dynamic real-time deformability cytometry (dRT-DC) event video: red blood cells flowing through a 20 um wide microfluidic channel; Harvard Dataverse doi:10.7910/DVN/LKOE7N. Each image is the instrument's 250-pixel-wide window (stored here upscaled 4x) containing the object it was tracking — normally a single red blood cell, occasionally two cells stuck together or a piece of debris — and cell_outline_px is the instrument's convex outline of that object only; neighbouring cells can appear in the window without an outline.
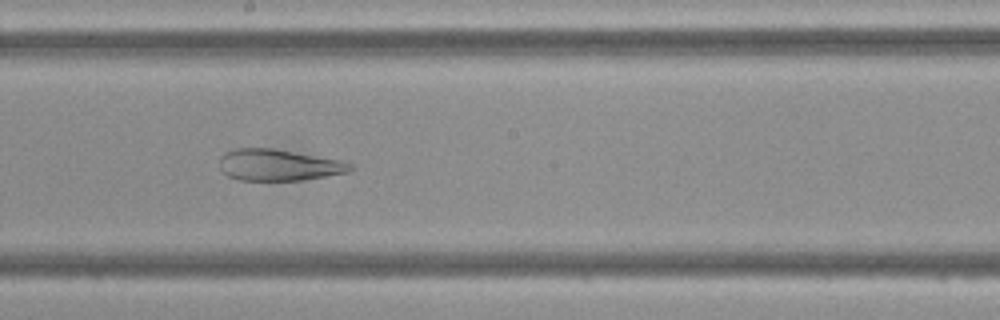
{"species": "Egyptian fruit bat (a non-hibernating species)", "species_latin": "Rousettus aegyptiacus", "temperature_condition": "cold", "stored_images_in_passage": 48, "camera_frame_rate_fps": 3000, "um_per_image_px": 0.085, "frame": {"image": 1, "passage_image": 26, "time_ms": 8.333, "image_size_px": [1000, 320], "cell_outline_px": [[356, 168], [348, 172], [300, 180], [240, 180], [228, 176], [220, 168], [220, 156], [224, 152], [236, 148], [272, 148], [344, 160], [352, 164]], "centroid_in_image_um": [23.7, 14.01], "position_along_channel_um": 224.5, "area_um2": 24.04}}
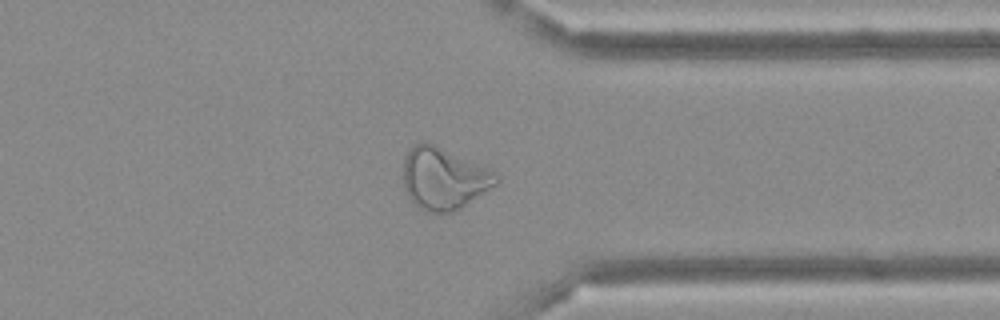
{"frame": {"image": 2, "passage_image": 37, "time_ms": 12.0, "image_size_px": [1000, 320], "cell_outline_px": [[500, 180], [496, 184], [460, 208], [452, 212], [428, 212], [420, 208], [408, 200], [404, 188], [404, 160], [408, 152], [416, 144], [432, 144], [488, 168], [496, 172], [500, 176]], "centroid_in_image_um": [37.72, 15.21], "position_along_channel_um": 373.7, "area_um2": 32.89}}
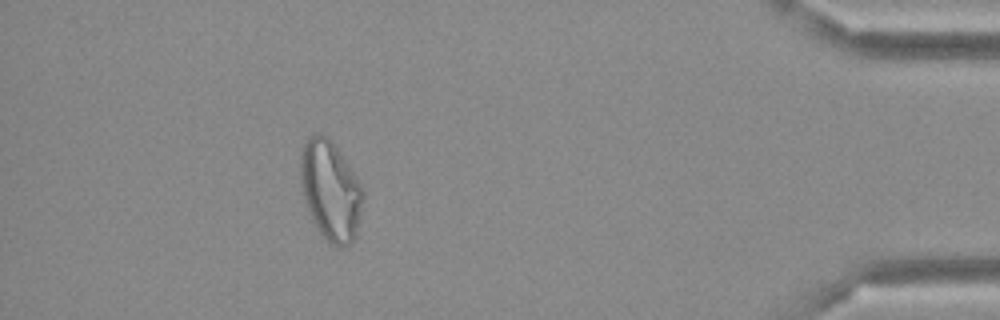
{"frame": {"image": 3, "passage_image": 43, "time_ms": 14.0, "image_size_px": [1000, 320], "cell_outline_px": [[364, 196], [356, 236], [348, 244], [340, 248], [336, 248], [328, 244], [312, 224], [304, 200], [300, 184], [300, 148], [308, 136], [312, 132], [316, 132], [328, 136], [332, 140], [356, 176], [364, 192]], "centroid_in_image_um": [28.05, 16.19], "position_along_channel_um": 407.1, "area_um2": 37.28}}